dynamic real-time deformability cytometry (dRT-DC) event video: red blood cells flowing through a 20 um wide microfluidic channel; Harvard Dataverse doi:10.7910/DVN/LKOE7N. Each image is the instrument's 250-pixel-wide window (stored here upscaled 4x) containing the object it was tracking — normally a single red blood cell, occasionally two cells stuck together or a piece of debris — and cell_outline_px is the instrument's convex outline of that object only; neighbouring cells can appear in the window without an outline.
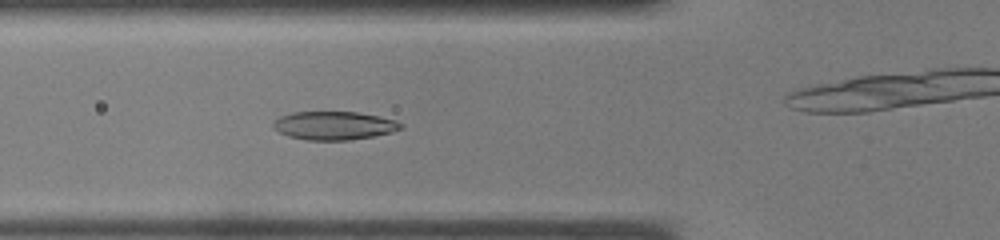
{"species": "common noctule bat (a hibernating species)", "species_latin": "Nyctalus noctula", "temperature_condition": "warm", "stored_images_in_passage": 36, "camera_frame_rate_fps": 3000, "um_per_image_px": 0.085, "animal": {"sex": "male", "body_mass_g": 19.0, "forearm_length_mm": 50.8}, "frame": {"image": 1, "passage_image": 14, "time_ms": 4.333, "image_size_px": [1000, 240], "cell_outline_px": [[404, 128], [392, 132], [372, 136], [348, 140], [308, 140], [288, 136], [272, 128], [272, 124], [280, 116], [292, 112], [356, 112], [380, 116], [396, 120], [404, 124]], "centroid_in_image_um": [28.42, 10.67], "position_along_channel_um": 97.4, "area_um2": 21.15}}
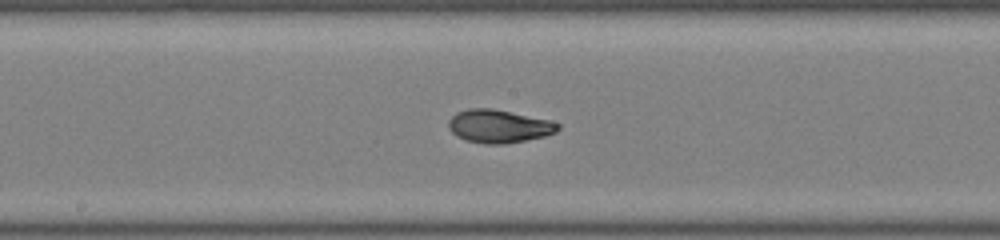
{"frame": {"image": 2, "passage_image": 20, "time_ms": 6.333, "image_size_px": [1000, 240], "cell_outline_px": [[560, 128], [556, 132], [544, 136], [504, 144], [484, 144], [464, 140], [456, 136], [448, 128], [448, 120], [456, 112], [468, 108], [492, 108], [552, 120], [560, 124]], "centroid_in_image_um": [42.38, 10.72], "position_along_channel_um": 205.8, "area_um2": 21.33}}
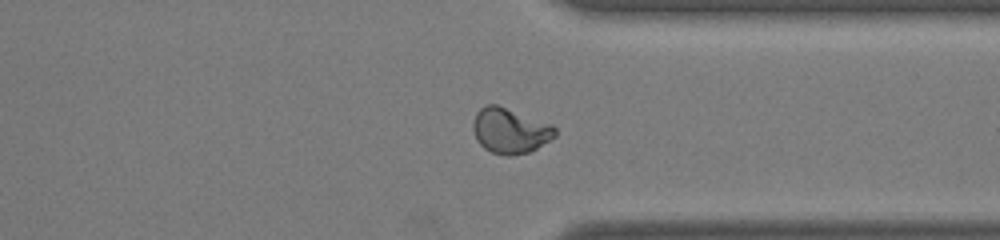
{"frame": {"image": 3, "passage_image": 29, "time_ms": 9.333, "image_size_px": [1000, 240], "cell_outline_px": [[556, 136], [536, 148], [528, 152], [512, 156], [508, 156], [492, 152], [484, 148], [476, 140], [472, 128], [472, 124], [476, 112], [484, 104], [496, 104], [552, 124], [556, 128]], "centroid_in_image_um": [43.33, 11.1], "position_along_channel_um": 368.1, "area_um2": 21.73}}